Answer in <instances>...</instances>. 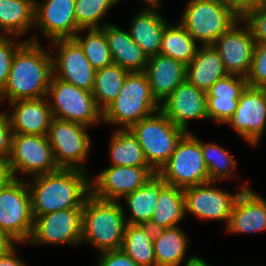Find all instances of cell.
Wrapping results in <instances>:
<instances>
[{
    "label": "cell",
    "mask_w": 266,
    "mask_h": 266,
    "mask_svg": "<svg viewBox=\"0 0 266 266\" xmlns=\"http://www.w3.org/2000/svg\"><path fill=\"white\" fill-rule=\"evenodd\" d=\"M166 183L156 173L136 191L124 196L129 207L130 218H125L126 224L147 225L154 214L160 189Z\"/></svg>",
    "instance_id": "obj_27"
},
{
    "label": "cell",
    "mask_w": 266,
    "mask_h": 266,
    "mask_svg": "<svg viewBox=\"0 0 266 266\" xmlns=\"http://www.w3.org/2000/svg\"><path fill=\"white\" fill-rule=\"evenodd\" d=\"M50 98L21 99L9 102L13 111L9 116L13 133L47 135L53 119Z\"/></svg>",
    "instance_id": "obj_21"
},
{
    "label": "cell",
    "mask_w": 266,
    "mask_h": 266,
    "mask_svg": "<svg viewBox=\"0 0 266 266\" xmlns=\"http://www.w3.org/2000/svg\"><path fill=\"white\" fill-rule=\"evenodd\" d=\"M13 131L7 112H0V158L8 160L11 153Z\"/></svg>",
    "instance_id": "obj_41"
},
{
    "label": "cell",
    "mask_w": 266,
    "mask_h": 266,
    "mask_svg": "<svg viewBox=\"0 0 266 266\" xmlns=\"http://www.w3.org/2000/svg\"><path fill=\"white\" fill-rule=\"evenodd\" d=\"M129 130L137 138L150 167L158 173L174 152L177 143L186 131L176 126L160 109Z\"/></svg>",
    "instance_id": "obj_5"
},
{
    "label": "cell",
    "mask_w": 266,
    "mask_h": 266,
    "mask_svg": "<svg viewBox=\"0 0 266 266\" xmlns=\"http://www.w3.org/2000/svg\"><path fill=\"white\" fill-rule=\"evenodd\" d=\"M219 1L231 6L241 15L248 8V6L253 3L254 0H219Z\"/></svg>",
    "instance_id": "obj_46"
},
{
    "label": "cell",
    "mask_w": 266,
    "mask_h": 266,
    "mask_svg": "<svg viewBox=\"0 0 266 266\" xmlns=\"http://www.w3.org/2000/svg\"><path fill=\"white\" fill-rule=\"evenodd\" d=\"M10 36L0 35V91L5 87L10 73L11 62L16 50L25 42L15 43ZM11 39V40H10Z\"/></svg>",
    "instance_id": "obj_40"
},
{
    "label": "cell",
    "mask_w": 266,
    "mask_h": 266,
    "mask_svg": "<svg viewBox=\"0 0 266 266\" xmlns=\"http://www.w3.org/2000/svg\"><path fill=\"white\" fill-rule=\"evenodd\" d=\"M248 86L246 77L227 74L206 91L208 119L227 123L234 115L241 94Z\"/></svg>",
    "instance_id": "obj_20"
},
{
    "label": "cell",
    "mask_w": 266,
    "mask_h": 266,
    "mask_svg": "<svg viewBox=\"0 0 266 266\" xmlns=\"http://www.w3.org/2000/svg\"><path fill=\"white\" fill-rule=\"evenodd\" d=\"M241 19L235 22L224 34H222L212 46L220 55L223 66L228 74L246 77L253 58L255 40L250 29L239 27Z\"/></svg>",
    "instance_id": "obj_17"
},
{
    "label": "cell",
    "mask_w": 266,
    "mask_h": 266,
    "mask_svg": "<svg viewBox=\"0 0 266 266\" xmlns=\"http://www.w3.org/2000/svg\"><path fill=\"white\" fill-rule=\"evenodd\" d=\"M153 235L148 225L126 224L121 250L140 266H155Z\"/></svg>",
    "instance_id": "obj_31"
},
{
    "label": "cell",
    "mask_w": 266,
    "mask_h": 266,
    "mask_svg": "<svg viewBox=\"0 0 266 266\" xmlns=\"http://www.w3.org/2000/svg\"><path fill=\"white\" fill-rule=\"evenodd\" d=\"M116 3V0H75V19L78 27L102 28L100 20Z\"/></svg>",
    "instance_id": "obj_37"
},
{
    "label": "cell",
    "mask_w": 266,
    "mask_h": 266,
    "mask_svg": "<svg viewBox=\"0 0 266 266\" xmlns=\"http://www.w3.org/2000/svg\"><path fill=\"white\" fill-rule=\"evenodd\" d=\"M156 172L150 166H110L90 181L91 194L98 199L118 201L144 185Z\"/></svg>",
    "instance_id": "obj_14"
},
{
    "label": "cell",
    "mask_w": 266,
    "mask_h": 266,
    "mask_svg": "<svg viewBox=\"0 0 266 266\" xmlns=\"http://www.w3.org/2000/svg\"><path fill=\"white\" fill-rule=\"evenodd\" d=\"M111 166H150L137 138L129 129H119L110 141Z\"/></svg>",
    "instance_id": "obj_32"
},
{
    "label": "cell",
    "mask_w": 266,
    "mask_h": 266,
    "mask_svg": "<svg viewBox=\"0 0 266 266\" xmlns=\"http://www.w3.org/2000/svg\"><path fill=\"white\" fill-rule=\"evenodd\" d=\"M227 74L220 55L212 45L197 48L195 57L186 65V80L205 92Z\"/></svg>",
    "instance_id": "obj_26"
},
{
    "label": "cell",
    "mask_w": 266,
    "mask_h": 266,
    "mask_svg": "<svg viewBox=\"0 0 266 266\" xmlns=\"http://www.w3.org/2000/svg\"><path fill=\"white\" fill-rule=\"evenodd\" d=\"M229 124L249 144L256 146L266 125V88L249 87L240 96Z\"/></svg>",
    "instance_id": "obj_16"
},
{
    "label": "cell",
    "mask_w": 266,
    "mask_h": 266,
    "mask_svg": "<svg viewBox=\"0 0 266 266\" xmlns=\"http://www.w3.org/2000/svg\"><path fill=\"white\" fill-rule=\"evenodd\" d=\"M183 188L165 184L159 192L154 214L147 224L153 231L178 226L184 218Z\"/></svg>",
    "instance_id": "obj_28"
},
{
    "label": "cell",
    "mask_w": 266,
    "mask_h": 266,
    "mask_svg": "<svg viewBox=\"0 0 266 266\" xmlns=\"http://www.w3.org/2000/svg\"><path fill=\"white\" fill-rule=\"evenodd\" d=\"M248 26L255 43H266V0H255L240 15Z\"/></svg>",
    "instance_id": "obj_38"
},
{
    "label": "cell",
    "mask_w": 266,
    "mask_h": 266,
    "mask_svg": "<svg viewBox=\"0 0 266 266\" xmlns=\"http://www.w3.org/2000/svg\"><path fill=\"white\" fill-rule=\"evenodd\" d=\"M160 5L146 7L134 16L129 35L147 58L160 54L163 31L168 24L158 13Z\"/></svg>",
    "instance_id": "obj_25"
},
{
    "label": "cell",
    "mask_w": 266,
    "mask_h": 266,
    "mask_svg": "<svg viewBox=\"0 0 266 266\" xmlns=\"http://www.w3.org/2000/svg\"><path fill=\"white\" fill-rule=\"evenodd\" d=\"M158 109L160 103L152 95L146 73L129 72L117 98L102 112V122L129 129Z\"/></svg>",
    "instance_id": "obj_4"
},
{
    "label": "cell",
    "mask_w": 266,
    "mask_h": 266,
    "mask_svg": "<svg viewBox=\"0 0 266 266\" xmlns=\"http://www.w3.org/2000/svg\"><path fill=\"white\" fill-rule=\"evenodd\" d=\"M26 182L14 178L0 190V229L16 243L27 242L33 229L34 218Z\"/></svg>",
    "instance_id": "obj_9"
},
{
    "label": "cell",
    "mask_w": 266,
    "mask_h": 266,
    "mask_svg": "<svg viewBox=\"0 0 266 266\" xmlns=\"http://www.w3.org/2000/svg\"><path fill=\"white\" fill-rule=\"evenodd\" d=\"M200 146L210 182L233 175L232 171L236 170L237 164L228 151L213 143L204 144L200 141Z\"/></svg>",
    "instance_id": "obj_36"
},
{
    "label": "cell",
    "mask_w": 266,
    "mask_h": 266,
    "mask_svg": "<svg viewBox=\"0 0 266 266\" xmlns=\"http://www.w3.org/2000/svg\"><path fill=\"white\" fill-rule=\"evenodd\" d=\"M113 64L119 65L128 72L145 71L148 58L141 47L131 38L129 32L113 24H102Z\"/></svg>",
    "instance_id": "obj_24"
},
{
    "label": "cell",
    "mask_w": 266,
    "mask_h": 266,
    "mask_svg": "<svg viewBox=\"0 0 266 266\" xmlns=\"http://www.w3.org/2000/svg\"><path fill=\"white\" fill-rule=\"evenodd\" d=\"M31 179L27 186L33 218L62 209L83 208L91 194V179L82 170L60 168Z\"/></svg>",
    "instance_id": "obj_2"
},
{
    "label": "cell",
    "mask_w": 266,
    "mask_h": 266,
    "mask_svg": "<svg viewBox=\"0 0 266 266\" xmlns=\"http://www.w3.org/2000/svg\"><path fill=\"white\" fill-rule=\"evenodd\" d=\"M185 266H209L203 259L198 256H190L185 262Z\"/></svg>",
    "instance_id": "obj_47"
},
{
    "label": "cell",
    "mask_w": 266,
    "mask_h": 266,
    "mask_svg": "<svg viewBox=\"0 0 266 266\" xmlns=\"http://www.w3.org/2000/svg\"><path fill=\"white\" fill-rule=\"evenodd\" d=\"M50 39H73L80 29L75 19V0L35 1L34 27Z\"/></svg>",
    "instance_id": "obj_18"
},
{
    "label": "cell",
    "mask_w": 266,
    "mask_h": 266,
    "mask_svg": "<svg viewBox=\"0 0 266 266\" xmlns=\"http://www.w3.org/2000/svg\"><path fill=\"white\" fill-rule=\"evenodd\" d=\"M82 209H62L37 216L33 220V229L29 244H72L82 241Z\"/></svg>",
    "instance_id": "obj_12"
},
{
    "label": "cell",
    "mask_w": 266,
    "mask_h": 266,
    "mask_svg": "<svg viewBox=\"0 0 266 266\" xmlns=\"http://www.w3.org/2000/svg\"><path fill=\"white\" fill-rule=\"evenodd\" d=\"M14 179L8 161L0 158V190Z\"/></svg>",
    "instance_id": "obj_43"
},
{
    "label": "cell",
    "mask_w": 266,
    "mask_h": 266,
    "mask_svg": "<svg viewBox=\"0 0 266 266\" xmlns=\"http://www.w3.org/2000/svg\"><path fill=\"white\" fill-rule=\"evenodd\" d=\"M231 233H256L266 230V201L252 189L237 196L226 226Z\"/></svg>",
    "instance_id": "obj_22"
},
{
    "label": "cell",
    "mask_w": 266,
    "mask_h": 266,
    "mask_svg": "<svg viewBox=\"0 0 266 266\" xmlns=\"http://www.w3.org/2000/svg\"><path fill=\"white\" fill-rule=\"evenodd\" d=\"M246 81L249 87L266 88V43L255 44Z\"/></svg>",
    "instance_id": "obj_39"
},
{
    "label": "cell",
    "mask_w": 266,
    "mask_h": 266,
    "mask_svg": "<svg viewBox=\"0 0 266 266\" xmlns=\"http://www.w3.org/2000/svg\"><path fill=\"white\" fill-rule=\"evenodd\" d=\"M120 201H106L90 194L82 209V242L93 244L100 252L121 249L126 226Z\"/></svg>",
    "instance_id": "obj_3"
},
{
    "label": "cell",
    "mask_w": 266,
    "mask_h": 266,
    "mask_svg": "<svg viewBox=\"0 0 266 266\" xmlns=\"http://www.w3.org/2000/svg\"><path fill=\"white\" fill-rule=\"evenodd\" d=\"M50 44L58 48L57 55L52 57L53 75L91 92L96 70L89 63L80 45L74 39H59Z\"/></svg>",
    "instance_id": "obj_15"
},
{
    "label": "cell",
    "mask_w": 266,
    "mask_h": 266,
    "mask_svg": "<svg viewBox=\"0 0 266 266\" xmlns=\"http://www.w3.org/2000/svg\"><path fill=\"white\" fill-rule=\"evenodd\" d=\"M97 266H140L135 263L124 251L109 250L101 252Z\"/></svg>",
    "instance_id": "obj_42"
},
{
    "label": "cell",
    "mask_w": 266,
    "mask_h": 266,
    "mask_svg": "<svg viewBox=\"0 0 266 266\" xmlns=\"http://www.w3.org/2000/svg\"><path fill=\"white\" fill-rule=\"evenodd\" d=\"M211 183H213V187L209 186ZM215 184L214 181H209L183 189L185 215L191 213L200 219L223 220L226 221L227 226L233 204L239 193L247 189V186H243L233 195L223 189L214 187Z\"/></svg>",
    "instance_id": "obj_13"
},
{
    "label": "cell",
    "mask_w": 266,
    "mask_h": 266,
    "mask_svg": "<svg viewBox=\"0 0 266 266\" xmlns=\"http://www.w3.org/2000/svg\"><path fill=\"white\" fill-rule=\"evenodd\" d=\"M160 110L176 125L188 131V120L208 119L206 92L184 80L160 104Z\"/></svg>",
    "instance_id": "obj_19"
},
{
    "label": "cell",
    "mask_w": 266,
    "mask_h": 266,
    "mask_svg": "<svg viewBox=\"0 0 266 266\" xmlns=\"http://www.w3.org/2000/svg\"><path fill=\"white\" fill-rule=\"evenodd\" d=\"M85 39L78 34L74 40L83 49L84 55L95 70L113 64L105 32L102 28L87 29Z\"/></svg>",
    "instance_id": "obj_35"
},
{
    "label": "cell",
    "mask_w": 266,
    "mask_h": 266,
    "mask_svg": "<svg viewBox=\"0 0 266 266\" xmlns=\"http://www.w3.org/2000/svg\"><path fill=\"white\" fill-rule=\"evenodd\" d=\"M88 127L53 117L47 134L59 168L85 171L83 162L91 146ZM84 167V168H83Z\"/></svg>",
    "instance_id": "obj_11"
},
{
    "label": "cell",
    "mask_w": 266,
    "mask_h": 266,
    "mask_svg": "<svg viewBox=\"0 0 266 266\" xmlns=\"http://www.w3.org/2000/svg\"><path fill=\"white\" fill-rule=\"evenodd\" d=\"M35 0H0V35H23L34 27Z\"/></svg>",
    "instance_id": "obj_30"
},
{
    "label": "cell",
    "mask_w": 266,
    "mask_h": 266,
    "mask_svg": "<svg viewBox=\"0 0 266 266\" xmlns=\"http://www.w3.org/2000/svg\"><path fill=\"white\" fill-rule=\"evenodd\" d=\"M197 44L185 27L167 24L161 40L160 54L188 65L195 57Z\"/></svg>",
    "instance_id": "obj_34"
},
{
    "label": "cell",
    "mask_w": 266,
    "mask_h": 266,
    "mask_svg": "<svg viewBox=\"0 0 266 266\" xmlns=\"http://www.w3.org/2000/svg\"><path fill=\"white\" fill-rule=\"evenodd\" d=\"M12 175L17 172L33 177L52 173L58 167L47 135L13 133L11 153L8 158Z\"/></svg>",
    "instance_id": "obj_10"
},
{
    "label": "cell",
    "mask_w": 266,
    "mask_h": 266,
    "mask_svg": "<svg viewBox=\"0 0 266 266\" xmlns=\"http://www.w3.org/2000/svg\"><path fill=\"white\" fill-rule=\"evenodd\" d=\"M156 101L163 102L184 80L186 65L171 57L157 54L148 58L144 71Z\"/></svg>",
    "instance_id": "obj_23"
},
{
    "label": "cell",
    "mask_w": 266,
    "mask_h": 266,
    "mask_svg": "<svg viewBox=\"0 0 266 266\" xmlns=\"http://www.w3.org/2000/svg\"><path fill=\"white\" fill-rule=\"evenodd\" d=\"M119 1H122V0H116L117 3ZM143 1L147 3L148 7L160 5V0H143Z\"/></svg>",
    "instance_id": "obj_48"
},
{
    "label": "cell",
    "mask_w": 266,
    "mask_h": 266,
    "mask_svg": "<svg viewBox=\"0 0 266 266\" xmlns=\"http://www.w3.org/2000/svg\"><path fill=\"white\" fill-rule=\"evenodd\" d=\"M188 239L180 227L154 231L155 266H179L184 260Z\"/></svg>",
    "instance_id": "obj_29"
},
{
    "label": "cell",
    "mask_w": 266,
    "mask_h": 266,
    "mask_svg": "<svg viewBox=\"0 0 266 266\" xmlns=\"http://www.w3.org/2000/svg\"><path fill=\"white\" fill-rule=\"evenodd\" d=\"M239 19L236 10L219 0H190L180 23L195 41L206 46L212 45Z\"/></svg>",
    "instance_id": "obj_6"
},
{
    "label": "cell",
    "mask_w": 266,
    "mask_h": 266,
    "mask_svg": "<svg viewBox=\"0 0 266 266\" xmlns=\"http://www.w3.org/2000/svg\"><path fill=\"white\" fill-rule=\"evenodd\" d=\"M15 242L11 236L0 229V256L11 250L15 246Z\"/></svg>",
    "instance_id": "obj_45"
},
{
    "label": "cell",
    "mask_w": 266,
    "mask_h": 266,
    "mask_svg": "<svg viewBox=\"0 0 266 266\" xmlns=\"http://www.w3.org/2000/svg\"><path fill=\"white\" fill-rule=\"evenodd\" d=\"M48 96L52 99L49 105L55 118L87 127L102 122V111L91 92L65 82L53 74L49 82Z\"/></svg>",
    "instance_id": "obj_7"
},
{
    "label": "cell",
    "mask_w": 266,
    "mask_h": 266,
    "mask_svg": "<svg viewBox=\"0 0 266 266\" xmlns=\"http://www.w3.org/2000/svg\"><path fill=\"white\" fill-rule=\"evenodd\" d=\"M15 246L6 254L0 256V266H26L23 261L15 255Z\"/></svg>",
    "instance_id": "obj_44"
},
{
    "label": "cell",
    "mask_w": 266,
    "mask_h": 266,
    "mask_svg": "<svg viewBox=\"0 0 266 266\" xmlns=\"http://www.w3.org/2000/svg\"><path fill=\"white\" fill-rule=\"evenodd\" d=\"M157 174L165 183L183 189L209 182L200 140L192 133L186 132Z\"/></svg>",
    "instance_id": "obj_8"
},
{
    "label": "cell",
    "mask_w": 266,
    "mask_h": 266,
    "mask_svg": "<svg viewBox=\"0 0 266 266\" xmlns=\"http://www.w3.org/2000/svg\"><path fill=\"white\" fill-rule=\"evenodd\" d=\"M128 73L116 64L96 70L91 93L102 112L117 98Z\"/></svg>",
    "instance_id": "obj_33"
},
{
    "label": "cell",
    "mask_w": 266,
    "mask_h": 266,
    "mask_svg": "<svg viewBox=\"0 0 266 266\" xmlns=\"http://www.w3.org/2000/svg\"><path fill=\"white\" fill-rule=\"evenodd\" d=\"M53 74L52 55L43 49L37 38L25 40L16 50L0 100L40 99L47 96Z\"/></svg>",
    "instance_id": "obj_1"
}]
</instances>
